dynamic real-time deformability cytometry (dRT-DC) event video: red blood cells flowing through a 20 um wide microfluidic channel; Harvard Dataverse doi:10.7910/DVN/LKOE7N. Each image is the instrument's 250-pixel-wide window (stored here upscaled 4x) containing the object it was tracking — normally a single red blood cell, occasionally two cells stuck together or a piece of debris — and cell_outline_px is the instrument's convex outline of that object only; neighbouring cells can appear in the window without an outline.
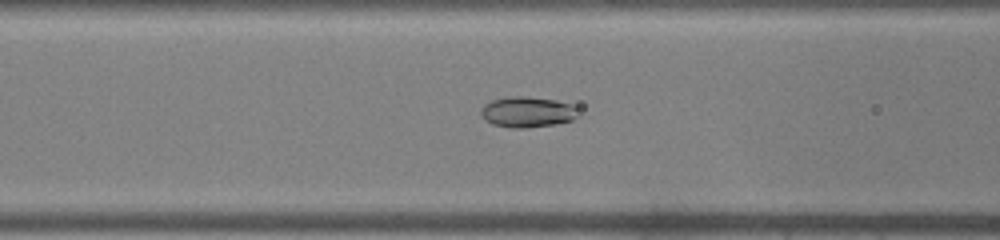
{"species": "common noctule bat (a hibernating species)", "species_latin": "Nyctalus noctula", "temperature_condition": "warm", "stored_images_in_passage": 30, "camera_frame_rate_fps": 3000, "um_per_image_px": 0.085, "animal": {"sex": "male", "body_mass_g": 19.0, "forearm_length_mm": 50.8}, "frame": {"image": 1, "passage_image": 4, "time_ms": 1.0, "image_size_px": [1000, 240], "cell_outline_px": [[580, 116], [572, 120], [556, 124], [524, 128], [512, 128], [492, 124], [484, 120], [480, 112], [484, 104], [492, 100], [508, 96], [524, 96], [556, 100], [572, 104], [576, 108]], "centroid_in_image_um": [44.83, 9.52], "position_along_channel_um": 121.8, "area_um2": 17.57}}
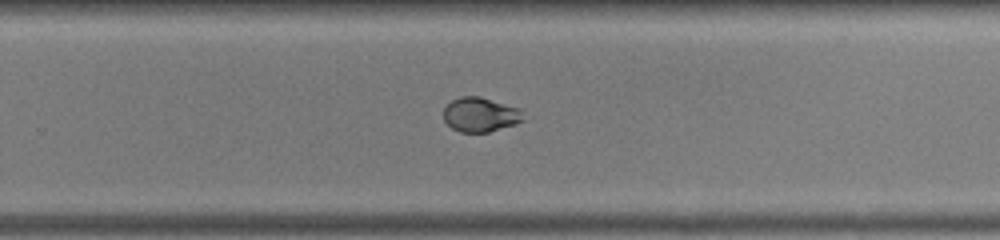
{"frame": {"image": 2, "passage_image": 15, "time_ms": 4.667, "image_size_px": [1000, 240], "cell_outline_px": [[524, 120], [516, 124], [488, 132], [460, 132], [452, 128], [444, 120], [444, 108], [452, 100], [460, 96], [480, 96], [520, 108]], "centroid_in_image_um": [40.83, 9.74], "position_along_channel_um": 289.0, "area_um2": 16.01}}
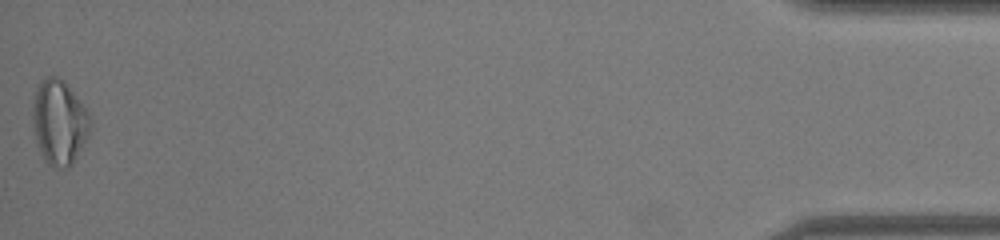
{"frame": {"image": 3, "passage_image": 30, "time_ms": 9.667, "image_size_px": [1000, 240], "cell_outline_px": [[92, 124], [88, 136], [72, 164], [68, 168], [60, 168], [48, 164], [44, 160], [36, 144], [32, 116], [32, 100], [36, 88], [44, 76], [60, 76], [64, 80], [88, 112]], "centroid_in_image_um": [5.01, 10.37], "position_along_channel_um": 430.2, "area_um2": 28.67}}